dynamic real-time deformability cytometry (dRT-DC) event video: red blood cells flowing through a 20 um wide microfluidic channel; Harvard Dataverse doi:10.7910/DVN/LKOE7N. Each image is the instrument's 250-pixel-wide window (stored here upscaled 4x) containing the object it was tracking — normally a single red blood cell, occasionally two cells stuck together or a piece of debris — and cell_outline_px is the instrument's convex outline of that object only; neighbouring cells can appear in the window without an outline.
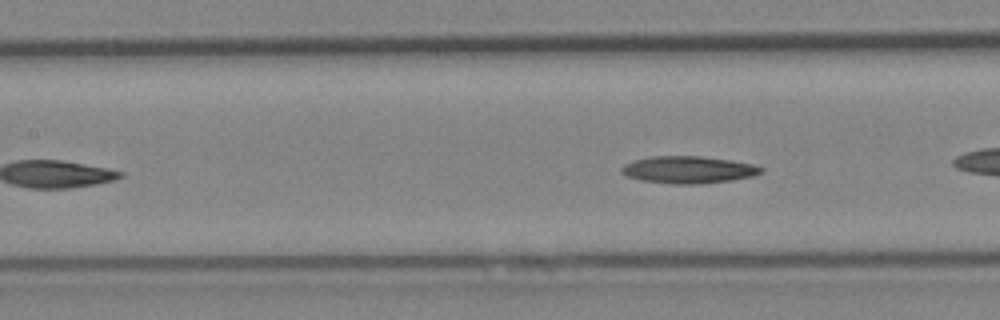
{"species": "Egyptian fruit bat (a non-hibernating species)", "species_latin": "Rousettus aegyptiacus", "temperature_condition": "cold", "stored_images_in_passage": 4, "camera_frame_rate_fps": 3000, "um_per_image_px": 0.085, "animal": {"sex": "female"}, "frame": {"image": 1, "passage_image": 4, "time_ms": 3.333, "image_size_px": [1000, 320], "cell_outline_px": [[764, 172], [752, 176], [732, 180], [696, 184], [672, 184], [640, 180], [628, 176], [620, 172], [620, 168], [624, 164], [632, 160], [652, 156], [700, 156], [728, 160], [752, 164], [764, 168]], "centroid_in_image_um": [58.48, 14.43], "position_along_channel_um": 148.9, "area_um2": 22.08}}